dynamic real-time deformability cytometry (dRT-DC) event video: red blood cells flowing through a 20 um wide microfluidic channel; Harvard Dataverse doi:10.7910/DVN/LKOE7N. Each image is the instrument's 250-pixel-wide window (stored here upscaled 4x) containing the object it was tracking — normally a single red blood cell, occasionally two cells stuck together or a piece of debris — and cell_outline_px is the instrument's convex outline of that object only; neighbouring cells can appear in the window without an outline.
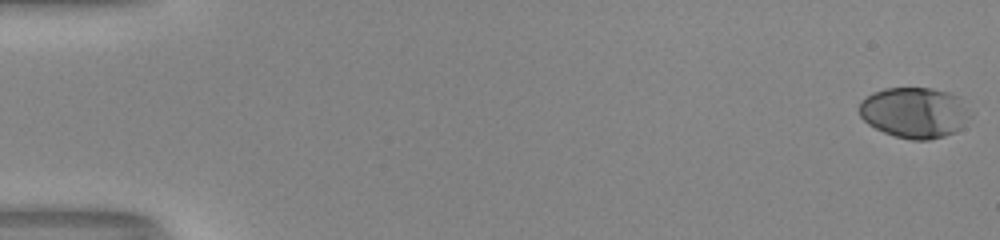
{"species": "human", "species_latin": "Homo sapiens", "temperature_condition": "room temperature", "stored_images_in_passage": 54, "camera_frame_rate_fps": 3000, "um_per_image_px": 0.085, "donor": {"sex": "male"}, "frame": {"image": 1, "passage_image": 1, "time_ms": 0.0, "image_size_px": [1000, 240], "cell_outline_px": [[976, 112], [956, 132], [944, 136], [928, 140], [912, 140], [896, 136], [884, 132], [868, 124], [860, 116], [860, 104], [872, 92], [884, 88], [932, 88], [948, 92], [960, 96]], "centroid_in_image_um": [77.83, 9.56], "position_along_channel_um": 7.2, "area_um2": 33.29}}
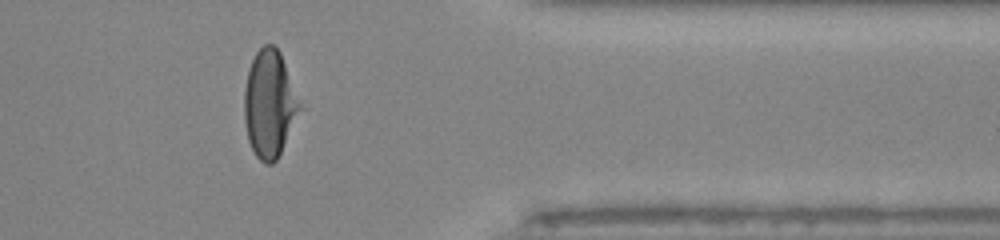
{"frame": {"image": 2, "passage_image": 45, "time_ms": 14.667, "image_size_px": [1000, 240], "cell_outline_px": [[304, 108], [276, 160], [272, 164], [264, 164], [256, 156], [248, 140], [244, 120], [244, 88], [248, 72], [252, 60], [256, 52], [264, 44], [272, 44], [280, 52]], "centroid_in_image_um": [22.93, 8.85], "position_along_channel_um": 388.5, "area_um2": 35.03}}
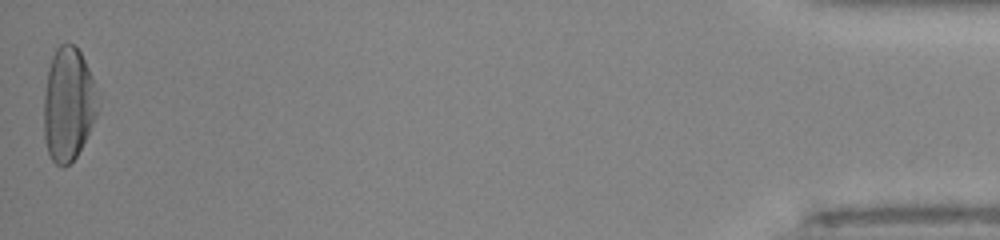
{"frame": {"image": 3, "passage_image": 54, "time_ms": 17.667, "image_size_px": [1000, 240], "cell_outline_px": [[100, 92], [96, 116], [76, 156], [64, 168], [56, 164], [52, 160], [48, 152], [44, 136], [44, 96], [48, 68], [52, 56], [56, 48], [60, 44], [72, 44], [80, 52]], "centroid_in_image_um": [5.81, 8.84], "position_along_channel_um": 429.4, "area_um2": 35.66}, "authors_computed_cell_mechanics": {"area_um2": 33.6685, "velocity_mm_per_s": 4.0202, "shape_relaxation_time_tau1_ms": 4.0068, "shape_relaxation_time_tau2_ms": null, "deformation_change_tau1": 0.2188, "deformation_change_tau2": null}}